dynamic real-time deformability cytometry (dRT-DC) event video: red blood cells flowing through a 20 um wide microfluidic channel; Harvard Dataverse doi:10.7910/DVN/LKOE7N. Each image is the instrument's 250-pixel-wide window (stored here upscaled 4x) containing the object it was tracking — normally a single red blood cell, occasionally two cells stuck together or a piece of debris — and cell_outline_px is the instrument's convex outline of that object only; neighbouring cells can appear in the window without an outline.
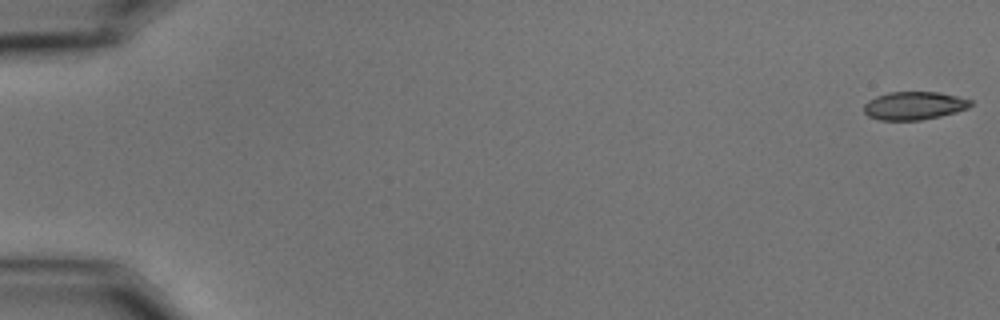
{"species": "common noctule bat (a hibernating species)", "species_latin": "Nyctalus noctula", "temperature_condition": "cold", "stored_images_in_passage": 5, "camera_frame_rate_fps": 3000, "um_per_image_px": 0.085, "animal": {"sex": "male", "body_mass_g": 15.6}, "frame": {"image": 1, "passage_image": 1, "time_ms": 0.0, "image_size_px": [1000, 320], "cell_outline_px": [[972, 104], [968, 108], [956, 112], [940, 116], [920, 120], [880, 120], [868, 116], [864, 112], [864, 104], [868, 100], [876, 96], [888, 92], [940, 92], [972, 100]], "centroid_in_image_um": [77.69, 8.98], "position_along_channel_um": 7.3, "area_um2": 17.51}}